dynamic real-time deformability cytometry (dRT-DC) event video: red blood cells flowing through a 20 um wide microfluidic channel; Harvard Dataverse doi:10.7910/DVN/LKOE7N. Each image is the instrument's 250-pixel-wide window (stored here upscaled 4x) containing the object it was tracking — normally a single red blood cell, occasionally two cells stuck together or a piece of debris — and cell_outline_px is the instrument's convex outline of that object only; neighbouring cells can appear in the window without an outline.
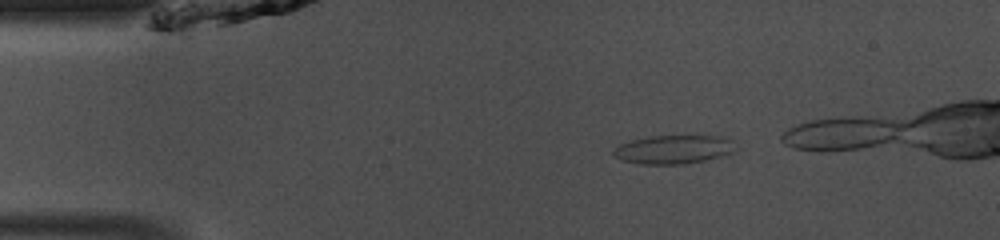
{"species": "common noctule bat (a hibernating species)", "species_latin": "Nyctalus noctula", "temperature_condition": "room temperature", "stored_images_in_passage": 8, "camera_frame_rate_fps": 3000, "um_per_image_px": 0.085, "animal": {"sex": "male", "body_mass_g": 13.0, "forearm_length_mm": 53.1}, "frame": {"image": 1, "passage_image": 3, "time_ms": 0.667, "image_size_px": [1000, 240], "cell_outline_px": [[736, 152], [704, 160], [684, 164], [640, 164], [624, 160], [616, 156], [612, 152], [612, 148], [620, 144], [632, 140], [648, 136], [724, 136], [732, 140]], "centroid_in_image_um": [57.26, 12.69], "position_along_channel_um": 27.7, "area_um2": 20.35}}